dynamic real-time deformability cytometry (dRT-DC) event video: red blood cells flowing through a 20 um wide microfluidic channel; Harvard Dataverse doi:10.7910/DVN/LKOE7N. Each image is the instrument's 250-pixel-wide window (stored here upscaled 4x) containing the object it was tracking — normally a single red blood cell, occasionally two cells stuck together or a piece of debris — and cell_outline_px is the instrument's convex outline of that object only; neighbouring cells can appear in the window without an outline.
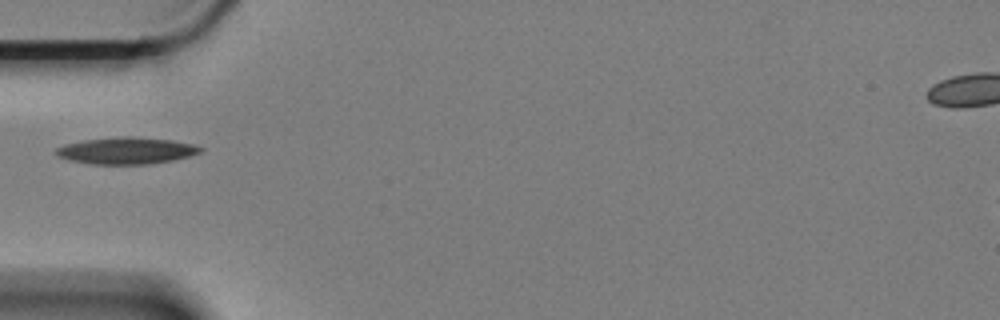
{"species": "Egyptian fruit bat (a non-hibernating species)", "species_latin": "Rousettus aegyptiacus", "temperature_condition": "cold", "stored_images_in_passage": 41, "camera_frame_rate_fps": 3000, "um_per_image_px": 0.085, "animal": {"sex": "female"}, "frame": {"image": 1, "passage_image": 1, "time_ms": 0.0, "image_size_px": [1000, 320], "cell_outline_px": [[204, 148], [200, 152], [188, 156], [172, 160], [148, 164], [92, 164], [68, 160], [56, 156], [56, 148], [64, 144], [84, 140], [120, 136], [132, 136], [172, 140], [192, 144]], "centroid_in_image_um": [10.7, 12.8], "position_along_channel_um": 74.3, "area_um2": 22.48}}
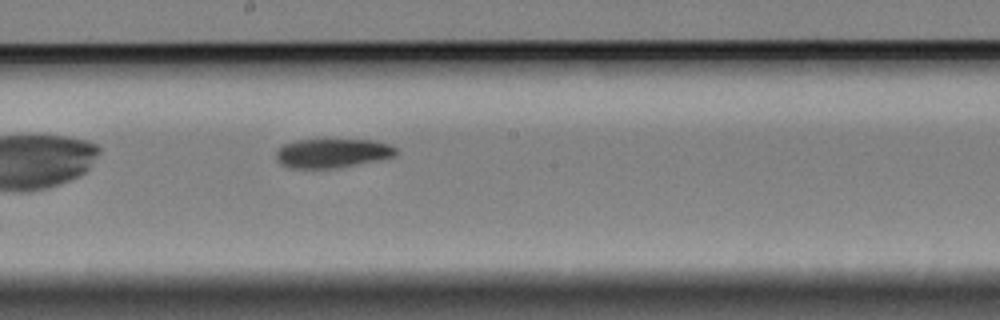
{"frame": {"image": 2, "passage_image": 14, "time_ms": 4.333, "image_size_px": [1000, 320], "cell_outline_px": [[396, 156], [336, 168], [288, 168], [280, 164], [276, 160], [276, 152], [284, 144], [296, 140], [372, 140], [388, 144], [396, 148]], "centroid_in_image_um": [28.21, 13.02], "position_along_channel_um": 220.0, "area_um2": 20.17}}
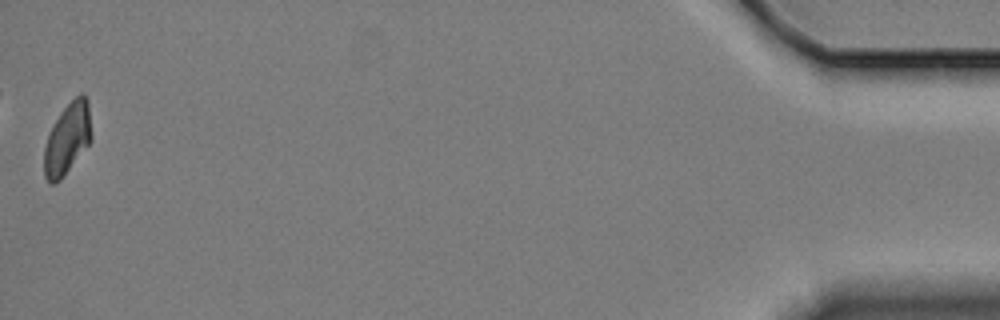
{"frame": {"image": 3, "passage_image": 41, "time_ms": 13.333, "image_size_px": [1000, 320], "cell_outline_px": [[92, 140], [60, 180], [52, 184], [44, 176], [44, 148], [52, 124], [60, 112], [80, 92], [84, 92], [88, 100], [92, 136]], "centroid_in_image_um": [5.74, 11.75], "position_along_channel_um": 429.5, "area_um2": 19.65}}